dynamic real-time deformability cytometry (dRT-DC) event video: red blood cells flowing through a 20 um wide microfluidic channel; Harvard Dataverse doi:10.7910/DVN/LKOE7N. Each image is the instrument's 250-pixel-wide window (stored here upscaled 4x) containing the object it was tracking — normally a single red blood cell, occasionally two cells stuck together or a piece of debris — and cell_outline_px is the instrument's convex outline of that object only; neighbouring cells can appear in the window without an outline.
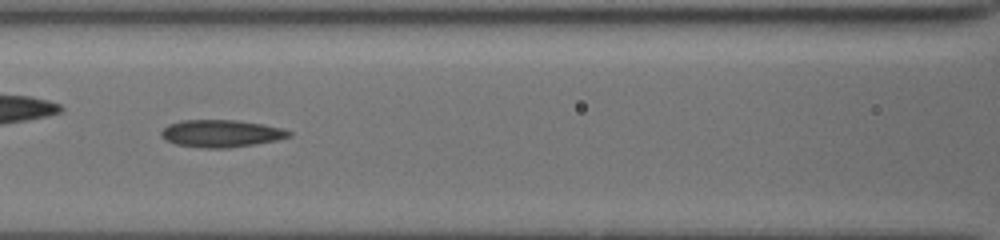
{"species": "common noctule bat (a hibernating species)", "species_latin": "Nyctalus noctula", "temperature_condition": "cold", "stored_images_in_passage": 11, "camera_frame_rate_fps": 3000, "um_per_image_px": 0.085, "animal": {"sex": "female", "body_mass_g": 19.5, "forearm_length_mm": 54.1}, "frame": {"image": 1, "passage_image": 10, "time_ms": 8.667, "image_size_px": [1000, 240], "cell_outline_px": [[292, 136], [276, 140], [228, 148], [200, 148], [176, 144], [164, 140], [160, 136], [160, 132], [168, 124], [184, 120], [236, 120], [260, 124], [280, 128], [292, 132]], "centroid_in_image_um": [18.74, 11.35], "position_along_channel_um": 147.9, "area_um2": 20.23}}